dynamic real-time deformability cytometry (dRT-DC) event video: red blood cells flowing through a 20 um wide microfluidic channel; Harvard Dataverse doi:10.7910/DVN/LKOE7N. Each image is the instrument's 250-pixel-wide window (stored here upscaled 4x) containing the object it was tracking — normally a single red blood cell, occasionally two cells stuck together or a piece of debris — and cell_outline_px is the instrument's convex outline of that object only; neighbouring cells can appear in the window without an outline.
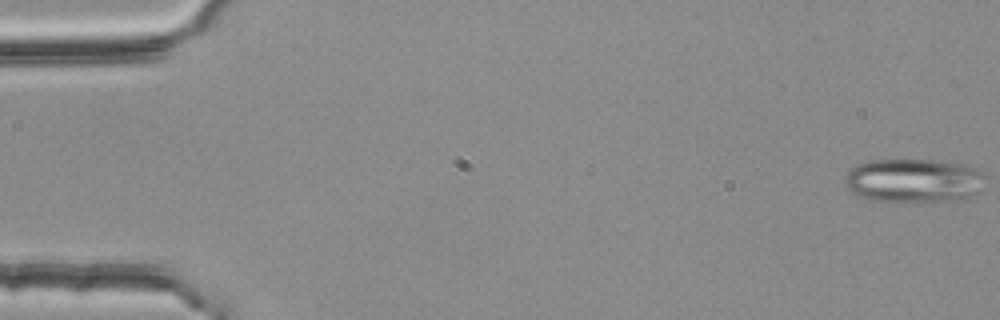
{"species": "common noctule bat (a hibernating species)", "species_latin": "Nyctalus noctula", "temperature_condition": "room temperature", "stored_images_in_passage": 5, "camera_frame_rate_fps": 3000, "um_per_image_px": 0.085, "animal": {"sex": "female", "body_mass_g": 25.1}, "frame": {"image": 1, "passage_image": 1, "time_ms": 0.0, "image_size_px": [1000, 320], "cell_outline_px": [[984, 192], [968, 196], [948, 200], [872, 200], [852, 192], [844, 184], [844, 176], [852, 168], [868, 160], [940, 160], [960, 164], [976, 168], [980, 172], [984, 188]], "centroid_in_image_um": [77.66, 15.32], "position_along_channel_um": 7.3, "area_um2": 35.2}}